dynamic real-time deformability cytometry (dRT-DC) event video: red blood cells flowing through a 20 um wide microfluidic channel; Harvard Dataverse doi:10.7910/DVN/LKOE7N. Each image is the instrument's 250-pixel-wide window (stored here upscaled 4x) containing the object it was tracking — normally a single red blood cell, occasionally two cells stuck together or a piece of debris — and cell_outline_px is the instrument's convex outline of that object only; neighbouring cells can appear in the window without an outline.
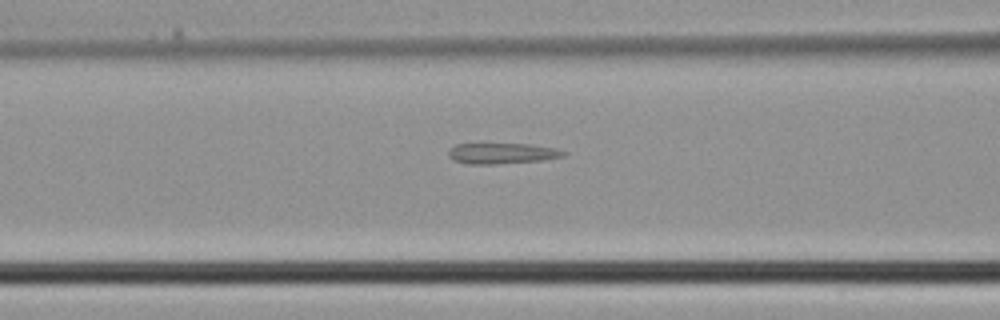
{"species": "common noctule bat (a hibernating species)", "species_latin": "Nyctalus noctula", "temperature_condition": "cold", "stored_images_in_passage": 5, "camera_frame_rate_fps": 3000, "um_per_image_px": 0.085, "animal": {"sex": "male", "body_mass_g": 21.5, "forearm_length_mm": 52.0}, "frame": {"image": 1, "passage_image": 5, "time_ms": 1.333, "image_size_px": [1000, 320], "cell_outline_px": [[568, 152], [564, 156], [544, 160], [500, 164], [468, 164], [452, 160], [448, 156], [448, 148], [456, 144], [528, 144], [556, 148]], "centroid_in_image_um": [42.66, 13.04], "position_along_channel_um": 123.9, "area_um2": 14.1}}